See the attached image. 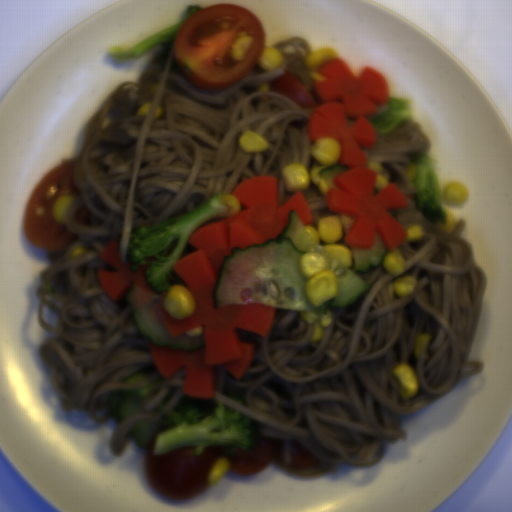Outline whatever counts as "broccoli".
Here are the masks:
<instances>
[{
    "label": "broccoli",
    "instance_id": "1",
    "mask_svg": "<svg viewBox=\"0 0 512 512\" xmlns=\"http://www.w3.org/2000/svg\"><path fill=\"white\" fill-rule=\"evenodd\" d=\"M159 422L165 428L153 439L154 457L185 447H195L193 457L200 456L206 446H220L229 456L238 449L252 452L259 435L255 419L219 401L210 413L185 400L177 402Z\"/></svg>",
    "mask_w": 512,
    "mask_h": 512
},
{
    "label": "broccoli",
    "instance_id": "2",
    "mask_svg": "<svg viewBox=\"0 0 512 512\" xmlns=\"http://www.w3.org/2000/svg\"><path fill=\"white\" fill-rule=\"evenodd\" d=\"M228 214L223 193L204 204L152 227L133 228L127 245L132 272L148 264L145 282L156 292L168 291L175 284L174 265L183 255L194 229L214 217Z\"/></svg>",
    "mask_w": 512,
    "mask_h": 512
},
{
    "label": "broccoli",
    "instance_id": "3",
    "mask_svg": "<svg viewBox=\"0 0 512 512\" xmlns=\"http://www.w3.org/2000/svg\"><path fill=\"white\" fill-rule=\"evenodd\" d=\"M411 184L415 191L414 202L426 220L432 224H446V215L442 209V194L434 166L429 154L421 153L415 159Z\"/></svg>",
    "mask_w": 512,
    "mask_h": 512
},
{
    "label": "broccoli",
    "instance_id": "4",
    "mask_svg": "<svg viewBox=\"0 0 512 512\" xmlns=\"http://www.w3.org/2000/svg\"><path fill=\"white\" fill-rule=\"evenodd\" d=\"M201 9L204 8L200 5L188 6L184 17L180 22L148 36L147 38L137 42L133 47H113L110 52L111 56L115 61H125L133 57H140L153 46L163 45L169 42L179 32L186 19Z\"/></svg>",
    "mask_w": 512,
    "mask_h": 512
},
{
    "label": "broccoli",
    "instance_id": "5",
    "mask_svg": "<svg viewBox=\"0 0 512 512\" xmlns=\"http://www.w3.org/2000/svg\"><path fill=\"white\" fill-rule=\"evenodd\" d=\"M226 397L229 398L230 400L238 403V404H244L245 400L243 398V396L237 394V393H228L226 394Z\"/></svg>",
    "mask_w": 512,
    "mask_h": 512
}]
</instances>
